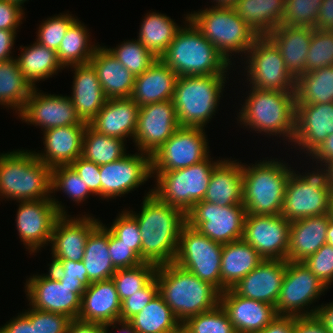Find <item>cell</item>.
Wrapping results in <instances>:
<instances>
[{
    "instance_id": "1",
    "label": "cell",
    "mask_w": 333,
    "mask_h": 333,
    "mask_svg": "<svg viewBox=\"0 0 333 333\" xmlns=\"http://www.w3.org/2000/svg\"><path fill=\"white\" fill-rule=\"evenodd\" d=\"M145 194L139 213L126 210L136 221L141 234V259L156 266L172 263L186 214L158 200L152 189ZM141 212V213H140Z\"/></svg>"
},
{
    "instance_id": "2",
    "label": "cell",
    "mask_w": 333,
    "mask_h": 333,
    "mask_svg": "<svg viewBox=\"0 0 333 333\" xmlns=\"http://www.w3.org/2000/svg\"><path fill=\"white\" fill-rule=\"evenodd\" d=\"M155 278L159 294L181 324L219 305L221 292L215 286L174 262L157 266Z\"/></svg>"
},
{
    "instance_id": "3",
    "label": "cell",
    "mask_w": 333,
    "mask_h": 333,
    "mask_svg": "<svg viewBox=\"0 0 333 333\" xmlns=\"http://www.w3.org/2000/svg\"><path fill=\"white\" fill-rule=\"evenodd\" d=\"M160 58L178 76H226L232 65L188 19Z\"/></svg>"
},
{
    "instance_id": "4",
    "label": "cell",
    "mask_w": 333,
    "mask_h": 333,
    "mask_svg": "<svg viewBox=\"0 0 333 333\" xmlns=\"http://www.w3.org/2000/svg\"><path fill=\"white\" fill-rule=\"evenodd\" d=\"M52 169L35 151L15 150L0 154V198L16 201L52 199Z\"/></svg>"
},
{
    "instance_id": "5",
    "label": "cell",
    "mask_w": 333,
    "mask_h": 333,
    "mask_svg": "<svg viewBox=\"0 0 333 333\" xmlns=\"http://www.w3.org/2000/svg\"><path fill=\"white\" fill-rule=\"evenodd\" d=\"M236 118L241 125L255 132L278 137L293 143L295 134V92L251 88ZM249 126V127H248ZM271 134V135H270Z\"/></svg>"
},
{
    "instance_id": "6",
    "label": "cell",
    "mask_w": 333,
    "mask_h": 333,
    "mask_svg": "<svg viewBox=\"0 0 333 333\" xmlns=\"http://www.w3.org/2000/svg\"><path fill=\"white\" fill-rule=\"evenodd\" d=\"M294 170L286 162L268 159L244 165L243 205L247 214L279 215L283 209L287 181Z\"/></svg>"
},
{
    "instance_id": "7",
    "label": "cell",
    "mask_w": 333,
    "mask_h": 333,
    "mask_svg": "<svg viewBox=\"0 0 333 333\" xmlns=\"http://www.w3.org/2000/svg\"><path fill=\"white\" fill-rule=\"evenodd\" d=\"M188 19L231 64L232 53L233 55L242 53L246 56L252 44L259 37L237 15L233 7L211 6V8L191 12L188 14Z\"/></svg>"
},
{
    "instance_id": "8",
    "label": "cell",
    "mask_w": 333,
    "mask_h": 333,
    "mask_svg": "<svg viewBox=\"0 0 333 333\" xmlns=\"http://www.w3.org/2000/svg\"><path fill=\"white\" fill-rule=\"evenodd\" d=\"M226 76H178L173 103L181 127L205 126L218 108Z\"/></svg>"
},
{
    "instance_id": "9",
    "label": "cell",
    "mask_w": 333,
    "mask_h": 333,
    "mask_svg": "<svg viewBox=\"0 0 333 333\" xmlns=\"http://www.w3.org/2000/svg\"><path fill=\"white\" fill-rule=\"evenodd\" d=\"M210 155L192 166L172 171H151L156 178L152 194L163 203L182 210L185 214L203 201L214 167L221 161H211ZM156 175V176H154Z\"/></svg>"
},
{
    "instance_id": "10",
    "label": "cell",
    "mask_w": 333,
    "mask_h": 333,
    "mask_svg": "<svg viewBox=\"0 0 333 333\" xmlns=\"http://www.w3.org/2000/svg\"><path fill=\"white\" fill-rule=\"evenodd\" d=\"M322 167V168H321ZM320 168V169H319ZM302 175L293 171L287 181L281 215L290 222L328 214L333 191L326 165Z\"/></svg>"
},
{
    "instance_id": "11",
    "label": "cell",
    "mask_w": 333,
    "mask_h": 333,
    "mask_svg": "<svg viewBox=\"0 0 333 333\" xmlns=\"http://www.w3.org/2000/svg\"><path fill=\"white\" fill-rule=\"evenodd\" d=\"M222 246L186 223L179 235L174 263L221 292Z\"/></svg>"
},
{
    "instance_id": "12",
    "label": "cell",
    "mask_w": 333,
    "mask_h": 333,
    "mask_svg": "<svg viewBox=\"0 0 333 333\" xmlns=\"http://www.w3.org/2000/svg\"><path fill=\"white\" fill-rule=\"evenodd\" d=\"M327 289L303 262L286 261V272L275 306L276 314L295 317L315 316L319 305L309 310L310 305L320 299Z\"/></svg>"
},
{
    "instance_id": "13",
    "label": "cell",
    "mask_w": 333,
    "mask_h": 333,
    "mask_svg": "<svg viewBox=\"0 0 333 333\" xmlns=\"http://www.w3.org/2000/svg\"><path fill=\"white\" fill-rule=\"evenodd\" d=\"M245 57V73L251 88L295 92L296 80L290 75L279 49L267 36H259Z\"/></svg>"
},
{
    "instance_id": "14",
    "label": "cell",
    "mask_w": 333,
    "mask_h": 333,
    "mask_svg": "<svg viewBox=\"0 0 333 333\" xmlns=\"http://www.w3.org/2000/svg\"><path fill=\"white\" fill-rule=\"evenodd\" d=\"M246 214L243 204L222 207L203 200L186 213V223L211 240L227 244L243 238Z\"/></svg>"
},
{
    "instance_id": "15",
    "label": "cell",
    "mask_w": 333,
    "mask_h": 333,
    "mask_svg": "<svg viewBox=\"0 0 333 333\" xmlns=\"http://www.w3.org/2000/svg\"><path fill=\"white\" fill-rule=\"evenodd\" d=\"M52 199L17 201L16 227L21 242L29 252L36 253L50 244L54 225L61 215H67L62 202Z\"/></svg>"
},
{
    "instance_id": "16",
    "label": "cell",
    "mask_w": 333,
    "mask_h": 333,
    "mask_svg": "<svg viewBox=\"0 0 333 333\" xmlns=\"http://www.w3.org/2000/svg\"><path fill=\"white\" fill-rule=\"evenodd\" d=\"M47 273L26 279L25 292L29 305L40 311L59 313L77 320L86 287H67L50 270Z\"/></svg>"
},
{
    "instance_id": "17",
    "label": "cell",
    "mask_w": 333,
    "mask_h": 333,
    "mask_svg": "<svg viewBox=\"0 0 333 333\" xmlns=\"http://www.w3.org/2000/svg\"><path fill=\"white\" fill-rule=\"evenodd\" d=\"M204 128L179 127L175 133L151 155V171H172L205 160L209 146Z\"/></svg>"
},
{
    "instance_id": "18",
    "label": "cell",
    "mask_w": 333,
    "mask_h": 333,
    "mask_svg": "<svg viewBox=\"0 0 333 333\" xmlns=\"http://www.w3.org/2000/svg\"><path fill=\"white\" fill-rule=\"evenodd\" d=\"M180 127L173 100L139 107L134 139L137 150L154 154Z\"/></svg>"
},
{
    "instance_id": "19",
    "label": "cell",
    "mask_w": 333,
    "mask_h": 333,
    "mask_svg": "<svg viewBox=\"0 0 333 333\" xmlns=\"http://www.w3.org/2000/svg\"><path fill=\"white\" fill-rule=\"evenodd\" d=\"M291 222L283 215L246 214L243 239L263 259L287 261Z\"/></svg>"
},
{
    "instance_id": "20",
    "label": "cell",
    "mask_w": 333,
    "mask_h": 333,
    "mask_svg": "<svg viewBox=\"0 0 333 333\" xmlns=\"http://www.w3.org/2000/svg\"><path fill=\"white\" fill-rule=\"evenodd\" d=\"M100 175L102 200L123 197L152 177L151 156L128 153L117 161L100 165Z\"/></svg>"
},
{
    "instance_id": "21",
    "label": "cell",
    "mask_w": 333,
    "mask_h": 333,
    "mask_svg": "<svg viewBox=\"0 0 333 333\" xmlns=\"http://www.w3.org/2000/svg\"><path fill=\"white\" fill-rule=\"evenodd\" d=\"M21 121L41 127V130L87 124L78 116L69 96L44 94L33 88L23 110L17 114Z\"/></svg>"
},
{
    "instance_id": "22",
    "label": "cell",
    "mask_w": 333,
    "mask_h": 333,
    "mask_svg": "<svg viewBox=\"0 0 333 333\" xmlns=\"http://www.w3.org/2000/svg\"><path fill=\"white\" fill-rule=\"evenodd\" d=\"M70 216L61 215L54 225L50 240L52 260L81 261L90 232L101 222L88 214Z\"/></svg>"
},
{
    "instance_id": "23",
    "label": "cell",
    "mask_w": 333,
    "mask_h": 333,
    "mask_svg": "<svg viewBox=\"0 0 333 333\" xmlns=\"http://www.w3.org/2000/svg\"><path fill=\"white\" fill-rule=\"evenodd\" d=\"M333 134V102L296 104L294 148L309 156L322 142Z\"/></svg>"
},
{
    "instance_id": "24",
    "label": "cell",
    "mask_w": 333,
    "mask_h": 333,
    "mask_svg": "<svg viewBox=\"0 0 333 333\" xmlns=\"http://www.w3.org/2000/svg\"><path fill=\"white\" fill-rule=\"evenodd\" d=\"M286 272V260L264 259L231 289L239 296L276 306Z\"/></svg>"
},
{
    "instance_id": "25",
    "label": "cell",
    "mask_w": 333,
    "mask_h": 333,
    "mask_svg": "<svg viewBox=\"0 0 333 333\" xmlns=\"http://www.w3.org/2000/svg\"><path fill=\"white\" fill-rule=\"evenodd\" d=\"M219 304L236 333H260L277 316L275 306L241 297L232 289L221 292Z\"/></svg>"
},
{
    "instance_id": "26",
    "label": "cell",
    "mask_w": 333,
    "mask_h": 333,
    "mask_svg": "<svg viewBox=\"0 0 333 333\" xmlns=\"http://www.w3.org/2000/svg\"><path fill=\"white\" fill-rule=\"evenodd\" d=\"M87 124L68 125L43 131L44 152L36 157L51 169L67 166L82 155L83 136Z\"/></svg>"
},
{
    "instance_id": "27",
    "label": "cell",
    "mask_w": 333,
    "mask_h": 333,
    "mask_svg": "<svg viewBox=\"0 0 333 333\" xmlns=\"http://www.w3.org/2000/svg\"><path fill=\"white\" fill-rule=\"evenodd\" d=\"M139 105L131 98L107 99L102 109L88 124L93 130L109 137L134 139Z\"/></svg>"
},
{
    "instance_id": "28",
    "label": "cell",
    "mask_w": 333,
    "mask_h": 333,
    "mask_svg": "<svg viewBox=\"0 0 333 333\" xmlns=\"http://www.w3.org/2000/svg\"><path fill=\"white\" fill-rule=\"evenodd\" d=\"M121 301L112 279L91 283L81 299L77 320L88 323L109 324L119 321Z\"/></svg>"
},
{
    "instance_id": "29",
    "label": "cell",
    "mask_w": 333,
    "mask_h": 333,
    "mask_svg": "<svg viewBox=\"0 0 333 333\" xmlns=\"http://www.w3.org/2000/svg\"><path fill=\"white\" fill-rule=\"evenodd\" d=\"M74 80L70 99L81 120L87 124L97 115L107 101L97 72L89 63L73 65Z\"/></svg>"
},
{
    "instance_id": "30",
    "label": "cell",
    "mask_w": 333,
    "mask_h": 333,
    "mask_svg": "<svg viewBox=\"0 0 333 333\" xmlns=\"http://www.w3.org/2000/svg\"><path fill=\"white\" fill-rule=\"evenodd\" d=\"M330 221L324 214L291 222L287 261L303 262L326 244Z\"/></svg>"
},
{
    "instance_id": "31",
    "label": "cell",
    "mask_w": 333,
    "mask_h": 333,
    "mask_svg": "<svg viewBox=\"0 0 333 333\" xmlns=\"http://www.w3.org/2000/svg\"><path fill=\"white\" fill-rule=\"evenodd\" d=\"M313 30L312 27H289L282 24L267 35L279 49L288 72L295 80L305 74Z\"/></svg>"
},
{
    "instance_id": "32",
    "label": "cell",
    "mask_w": 333,
    "mask_h": 333,
    "mask_svg": "<svg viewBox=\"0 0 333 333\" xmlns=\"http://www.w3.org/2000/svg\"><path fill=\"white\" fill-rule=\"evenodd\" d=\"M178 75L158 59L141 75L135 76L131 98L140 106L172 100Z\"/></svg>"
},
{
    "instance_id": "33",
    "label": "cell",
    "mask_w": 333,
    "mask_h": 333,
    "mask_svg": "<svg viewBox=\"0 0 333 333\" xmlns=\"http://www.w3.org/2000/svg\"><path fill=\"white\" fill-rule=\"evenodd\" d=\"M243 163L221 159L214 167L204 201L220 206L243 204Z\"/></svg>"
},
{
    "instance_id": "34",
    "label": "cell",
    "mask_w": 333,
    "mask_h": 333,
    "mask_svg": "<svg viewBox=\"0 0 333 333\" xmlns=\"http://www.w3.org/2000/svg\"><path fill=\"white\" fill-rule=\"evenodd\" d=\"M107 99L131 97L135 76L106 48L98 46L90 60Z\"/></svg>"
},
{
    "instance_id": "35",
    "label": "cell",
    "mask_w": 333,
    "mask_h": 333,
    "mask_svg": "<svg viewBox=\"0 0 333 333\" xmlns=\"http://www.w3.org/2000/svg\"><path fill=\"white\" fill-rule=\"evenodd\" d=\"M264 259L243 238L223 244L221 256V292L231 289Z\"/></svg>"
},
{
    "instance_id": "36",
    "label": "cell",
    "mask_w": 333,
    "mask_h": 333,
    "mask_svg": "<svg viewBox=\"0 0 333 333\" xmlns=\"http://www.w3.org/2000/svg\"><path fill=\"white\" fill-rule=\"evenodd\" d=\"M233 8L258 36H267L282 25L285 0H238Z\"/></svg>"
},
{
    "instance_id": "37",
    "label": "cell",
    "mask_w": 333,
    "mask_h": 333,
    "mask_svg": "<svg viewBox=\"0 0 333 333\" xmlns=\"http://www.w3.org/2000/svg\"><path fill=\"white\" fill-rule=\"evenodd\" d=\"M82 262L90 283L112 279L116 273L109 253V230L102 222L90 232Z\"/></svg>"
},
{
    "instance_id": "38",
    "label": "cell",
    "mask_w": 333,
    "mask_h": 333,
    "mask_svg": "<svg viewBox=\"0 0 333 333\" xmlns=\"http://www.w3.org/2000/svg\"><path fill=\"white\" fill-rule=\"evenodd\" d=\"M16 59L21 73L33 88L37 86L35 83L38 81L52 78L63 69L58 61L57 52L37 41L28 47L24 46Z\"/></svg>"
},
{
    "instance_id": "39",
    "label": "cell",
    "mask_w": 333,
    "mask_h": 333,
    "mask_svg": "<svg viewBox=\"0 0 333 333\" xmlns=\"http://www.w3.org/2000/svg\"><path fill=\"white\" fill-rule=\"evenodd\" d=\"M128 322L136 333H176L182 329L181 322L159 293Z\"/></svg>"
},
{
    "instance_id": "40",
    "label": "cell",
    "mask_w": 333,
    "mask_h": 333,
    "mask_svg": "<svg viewBox=\"0 0 333 333\" xmlns=\"http://www.w3.org/2000/svg\"><path fill=\"white\" fill-rule=\"evenodd\" d=\"M170 17L156 12L144 16L139 30L138 41L160 59L180 29Z\"/></svg>"
},
{
    "instance_id": "41",
    "label": "cell",
    "mask_w": 333,
    "mask_h": 333,
    "mask_svg": "<svg viewBox=\"0 0 333 333\" xmlns=\"http://www.w3.org/2000/svg\"><path fill=\"white\" fill-rule=\"evenodd\" d=\"M33 90L21 73L16 57L0 62V105L20 113Z\"/></svg>"
},
{
    "instance_id": "42",
    "label": "cell",
    "mask_w": 333,
    "mask_h": 333,
    "mask_svg": "<svg viewBox=\"0 0 333 333\" xmlns=\"http://www.w3.org/2000/svg\"><path fill=\"white\" fill-rule=\"evenodd\" d=\"M88 31L78 18L69 26L56 51L63 68L90 62L95 49L100 45H91Z\"/></svg>"
},
{
    "instance_id": "43",
    "label": "cell",
    "mask_w": 333,
    "mask_h": 333,
    "mask_svg": "<svg viewBox=\"0 0 333 333\" xmlns=\"http://www.w3.org/2000/svg\"><path fill=\"white\" fill-rule=\"evenodd\" d=\"M296 104L333 102V65L300 76L295 85Z\"/></svg>"
},
{
    "instance_id": "44",
    "label": "cell",
    "mask_w": 333,
    "mask_h": 333,
    "mask_svg": "<svg viewBox=\"0 0 333 333\" xmlns=\"http://www.w3.org/2000/svg\"><path fill=\"white\" fill-rule=\"evenodd\" d=\"M124 142L125 140L98 133L87 124L81 157L99 166L117 161L127 154Z\"/></svg>"
},
{
    "instance_id": "45",
    "label": "cell",
    "mask_w": 333,
    "mask_h": 333,
    "mask_svg": "<svg viewBox=\"0 0 333 333\" xmlns=\"http://www.w3.org/2000/svg\"><path fill=\"white\" fill-rule=\"evenodd\" d=\"M156 269V265L146 262L132 268L117 269L112 280L119 300L122 301L144 288L155 277Z\"/></svg>"
},
{
    "instance_id": "46",
    "label": "cell",
    "mask_w": 333,
    "mask_h": 333,
    "mask_svg": "<svg viewBox=\"0 0 333 333\" xmlns=\"http://www.w3.org/2000/svg\"><path fill=\"white\" fill-rule=\"evenodd\" d=\"M134 40L122 42L115 48H106L125 68L137 76L145 72L158 58L149 52L138 39Z\"/></svg>"
},
{
    "instance_id": "47",
    "label": "cell",
    "mask_w": 333,
    "mask_h": 333,
    "mask_svg": "<svg viewBox=\"0 0 333 333\" xmlns=\"http://www.w3.org/2000/svg\"><path fill=\"white\" fill-rule=\"evenodd\" d=\"M185 333H236L233 324L221 305L189 317L182 323Z\"/></svg>"
},
{
    "instance_id": "48",
    "label": "cell",
    "mask_w": 333,
    "mask_h": 333,
    "mask_svg": "<svg viewBox=\"0 0 333 333\" xmlns=\"http://www.w3.org/2000/svg\"><path fill=\"white\" fill-rule=\"evenodd\" d=\"M61 190L76 204L86 201L90 194L94 195L70 165L52 168V194Z\"/></svg>"
},
{
    "instance_id": "49",
    "label": "cell",
    "mask_w": 333,
    "mask_h": 333,
    "mask_svg": "<svg viewBox=\"0 0 333 333\" xmlns=\"http://www.w3.org/2000/svg\"><path fill=\"white\" fill-rule=\"evenodd\" d=\"M322 2L323 0H285L282 24L289 27H312L315 29Z\"/></svg>"
},
{
    "instance_id": "50",
    "label": "cell",
    "mask_w": 333,
    "mask_h": 333,
    "mask_svg": "<svg viewBox=\"0 0 333 333\" xmlns=\"http://www.w3.org/2000/svg\"><path fill=\"white\" fill-rule=\"evenodd\" d=\"M333 65V32L314 29L306 56L305 73Z\"/></svg>"
},
{
    "instance_id": "51",
    "label": "cell",
    "mask_w": 333,
    "mask_h": 333,
    "mask_svg": "<svg viewBox=\"0 0 333 333\" xmlns=\"http://www.w3.org/2000/svg\"><path fill=\"white\" fill-rule=\"evenodd\" d=\"M77 18L71 14H59L46 19L41 23L36 35V41L47 48L58 50L64 35L66 34L69 26Z\"/></svg>"
},
{
    "instance_id": "52",
    "label": "cell",
    "mask_w": 333,
    "mask_h": 333,
    "mask_svg": "<svg viewBox=\"0 0 333 333\" xmlns=\"http://www.w3.org/2000/svg\"><path fill=\"white\" fill-rule=\"evenodd\" d=\"M49 270L67 287L87 288L91 284L82 260H52Z\"/></svg>"
},
{
    "instance_id": "53",
    "label": "cell",
    "mask_w": 333,
    "mask_h": 333,
    "mask_svg": "<svg viewBox=\"0 0 333 333\" xmlns=\"http://www.w3.org/2000/svg\"><path fill=\"white\" fill-rule=\"evenodd\" d=\"M120 242L129 245L141 257V234L137 221L123 209L107 228Z\"/></svg>"
},
{
    "instance_id": "54",
    "label": "cell",
    "mask_w": 333,
    "mask_h": 333,
    "mask_svg": "<svg viewBox=\"0 0 333 333\" xmlns=\"http://www.w3.org/2000/svg\"><path fill=\"white\" fill-rule=\"evenodd\" d=\"M34 323L35 333H67L68 326L72 319L66 315L45 312L33 307L24 312Z\"/></svg>"
},
{
    "instance_id": "55",
    "label": "cell",
    "mask_w": 333,
    "mask_h": 333,
    "mask_svg": "<svg viewBox=\"0 0 333 333\" xmlns=\"http://www.w3.org/2000/svg\"><path fill=\"white\" fill-rule=\"evenodd\" d=\"M159 286L154 277L144 288L121 301L120 321H129L133 316L142 311L157 294Z\"/></svg>"
},
{
    "instance_id": "56",
    "label": "cell",
    "mask_w": 333,
    "mask_h": 333,
    "mask_svg": "<svg viewBox=\"0 0 333 333\" xmlns=\"http://www.w3.org/2000/svg\"><path fill=\"white\" fill-rule=\"evenodd\" d=\"M307 268L312 271L329 289L333 284V247L324 244L316 253L303 261Z\"/></svg>"
},
{
    "instance_id": "57",
    "label": "cell",
    "mask_w": 333,
    "mask_h": 333,
    "mask_svg": "<svg viewBox=\"0 0 333 333\" xmlns=\"http://www.w3.org/2000/svg\"><path fill=\"white\" fill-rule=\"evenodd\" d=\"M109 253L113 266L116 269L132 268L144 263L141 257L129 245L120 242L110 231Z\"/></svg>"
},
{
    "instance_id": "58",
    "label": "cell",
    "mask_w": 333,
    "mask_h": 333,
    "mask_svg": "<svg viewBox=\"0 0 333 333\" xmlns=\"http://www.w3.org/2000/svg\"><path fill=\"white\" fill-rule=\"evenodd\" d=\"M70 166L83 179L89 190L95 196L101 197L100 166L83 157H78Z\"/></svg>"
},
{
    "instance_id": "59",
    "label": "cell",
    "mask_w": 333,
    "mask_h": 333,
    "mask_svg": "<svg viewBox=\"0 0 333 333\" xmlns=\"http://www.w3.org/2000/svg\"><path fill=\"white\" fill-rule=\"evenodd\" d=\"M24 13V7L8 0H0V30L17 31Z\"/></svg>"
},
{
    "instance_id": "60",
    "label": "cell",
    "mask_w": 333,
    "mask_h": 333,
    "mask_svg": "<svg viewBox=\"0 0 333 333\" xmlns=\"http://www.w3.org/2000/svg\"><path fill=\"white\" fill-rule=\"evenodd\" d=\"M294 333H330L315 316H294Z\"/></svg>"
},
{
    "instance_id": "61",
    "label": "cell",
    "mask_w": 333,
    "mask_h": 333,
    "mask_svg": "<svg viewBox=\"0 0 333 333\" xmlns=\"http://www.w3.org/2000/svg\"><path fill=\"white\" fill-rule=\"evenodd\" d=\"M19 314L0 327V333H35L34 323L30 318L24 312Z\"/></svg>"
},
{
    "instance_id": "62",
    "label": "cell",
    "mask_w": 333,
    "mask_h": 333,
    "mask_svg": "<svg viewBox=\"0 0 333 333\" xmlns=\"http://www.w3.org/2000/svg\"><path fill=\"white\" fill-rule=\"evenodd\" d=\"M315 29L333 32V0H323Z\"/></svg>"
},
{
    "instance_id": "63",
    "label": "cell",
    "mask_w": 333,
    "mask_h": 333,
    "mask_svg": "<svg viewBox=\"0 0 333 333\" xmlns=\"http://www.w3.org/2000/svg\"><path fill=\"white\" fill-rule=\"evenodd\" d=\"M260 333H294V316L277 315Z\"/></svg>"
},
{
    "instance_id": "64",
    "label": "cell",
    "mask_w": 333,
    "mask_h": 333,
    "mask_svg": "<svg viewBox=\"0 0 333 333\" xmlns=\"http://www.w3.org/2000/svg\"><path fill=\"white\" fill-rule=\"evenodd\" d=\"M310 158L316 159V164H326L333 160V134H330L322 144L314 150L310 155ZM318 161V162H317Z\"/></svg>"
},
{
    "instance_id": "65",
    "label": "cell",
    "mask_w": 333,
    "mask_h": 333,
    "mask_svg": "<svg viewBox=\"0 0 333 333\" xmlns=\"http://www.w3.org/2000/svg\"><path fill=\"white\" fill-rule=\"evenodd\" d=\"M17 31L0 30V62L13 58L12 48L14 46Z\"/></svg>"
},
{
    "instance_id": "66",
    "label": "cell",
    "mask_w": 333,
    "mask_h": 333,
    "mask_svg": "<svg viewBox=\"0 0 333 333\" xmlns=\"http://www.w3.org/2000/svg\"><path fill=\"white\" fill-rule=\"evenodd\" d=\"M67 333H106V330L104 324L72 320L68 326Z\"/></svg>"
},
{
    "instance_id": "67",
    "label": "cell",
    "mask_w": 333,
    "mask_h": 333,
    "mask_svg": "<svg viewBox=\"0 0 333 333\" xmlns=\"http://www.w3.org/2000/svg\"><path fill=\"white\" fill-rule=\"evenodd\" d=\"M318 319L324 324L325 328L333 333V302L320 305L316 312Z\"/></svg>"
},
{
    "instance_id": "68",
    "label": "cell",
    "mask_w": 333,
    "mask_h": 333,
    "mask_svg": "<svg viewBox=\"0 0 333 333\" xmlns=\"http://www.w3.org/2000/svg\"><path fill=\"white\" fill-rule=\"evenodd\" d=\"M117 324L122 328V329H118V333H136V331L133 329L132 325L128 322V321H116L113 323H109L105 325V330L106 333H108V327L112 326V328H116Z\"/></svg>"
},
{
    "instance_id": "69",
    "label": "cell",
    "mask_w": 333,
    "mask_h": 333,
    "mask_svg": "<svg viewBox=\"0 0 333 333\" xmlns=\"http://www.w3.org/2000/svg\"><path fill=\"white\" fill-rule=\"evenodd\" d=\"M326 239H327L326 243L333 247V221L329 222Z\"/></svg>"
},
{
    "instance_id": "70",
    "label": "cell",
    "mask_w": 333,
    "mask_h": 333,
    "mask_svg": "<svg viewBox=\"0 0 333 333\" xmlns=\"http://www.w3.org/2000/svg\"><path fill=\"white\" fill-rule=\"evenodd\" d=\"M238 0H213L215 2L214 6H226V7H233V5L237 2Z\"/></svg>"
},
{
    "instance_id": "71",
    "label": "cell",
    "mask_w": 333,
    "mask_h": 333,
    "mask_svg": "<svg viewBox=\"0 0 333 333\" xmlns=\"http://www.w3.org/2000/svg\"><path fill=\"white\" fill-rule=\"evenodd\" d=\"M329 171V180L331 187L333 188V160L325 164Z\"/></svg>"
},
{
    "instance_id": "72",
    "label": "cell",
    "mask_w": 333,
    "mask_h": 333,
    "mask_svg": "<svg viewBox=\"0 0 333 333\" xmlns=\"http://www.w3.org/2000/svg\"><path fill=\"white\" fill-rule=\"evenodd\" d=\"M330 220L333 221V191L330 196V202H329V212Z\"/></svg>"
},
{
    "instance_id": "73",
    "label": "cell",
    "mask_w": 333,
    "mask_h": 333,
    "mask_svg": "<svg viewBox=\"0 0 333 333\" xmlns=\"http://www.w3.org/2000/svg\"><path fill=\"white\" fill-rule=\"evenodd\" d=\"M8 1L20 5L22 7V4H24V2H26L27 0H8Z\"/></svg>"
},
{
    "instance_id": "74",
    "label": "cell",
    "mask_w": 333,
    "mask_h": 333,
    "mask_svg": "<svg viewBox=\"0 0 333 333\" xmlns=\"http://www.w3.org/2000/svg\"><path fill=\"white\" fill-rule=\"evenodd\" d=\"M176 333H185V332L183 331V329H181V330H179V331L176 332Z\"/></svg>"
}]
</instances>
